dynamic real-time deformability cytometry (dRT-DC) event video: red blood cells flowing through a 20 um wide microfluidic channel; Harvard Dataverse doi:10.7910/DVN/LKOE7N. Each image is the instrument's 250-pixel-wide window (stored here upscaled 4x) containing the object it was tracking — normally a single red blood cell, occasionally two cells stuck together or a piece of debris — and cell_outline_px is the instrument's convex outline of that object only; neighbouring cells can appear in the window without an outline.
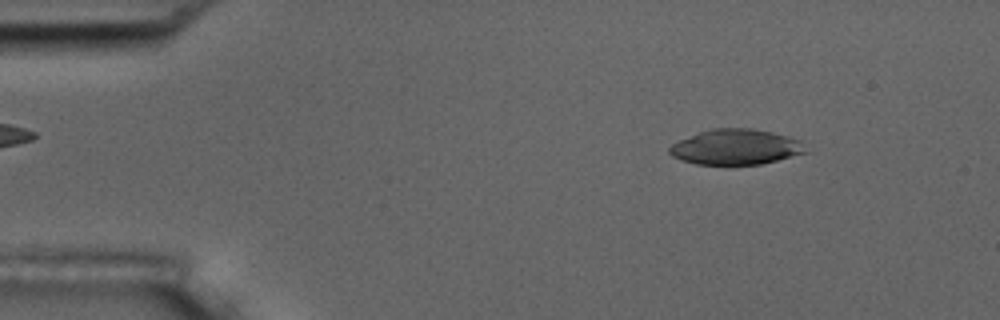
{"species": "common noctule bat (a hibernating species)", "species_latin": "Nyctalus noctula", "temperature_condition": "room temperature", "stored_images_in_passage": 4, "camera_frame_rate_fps": 3000, "um_per_image_px": 0.085, "animal": {"sex": "male", "body_mass_g": 17.5, "forearm_length_mm": 52.3}, "frame": {"image": 1, "passage_image": 1, "time_ms": 0.0, "image_size_px": [1000, 320], "cell_outline_px": [[812, 152], [760, 164], [696, 164], [680, 160], [672, 156], [668, 152], [668, 148], [672, 144], [680, 140], [700, 132], [712, 128], [752, 128], [772, 132], [788, 136], [800, 140]], "centroid_in_image_um": [62.6, 12.49], "position_along_channel_um": 22.4, "area_um2": 28.26}}